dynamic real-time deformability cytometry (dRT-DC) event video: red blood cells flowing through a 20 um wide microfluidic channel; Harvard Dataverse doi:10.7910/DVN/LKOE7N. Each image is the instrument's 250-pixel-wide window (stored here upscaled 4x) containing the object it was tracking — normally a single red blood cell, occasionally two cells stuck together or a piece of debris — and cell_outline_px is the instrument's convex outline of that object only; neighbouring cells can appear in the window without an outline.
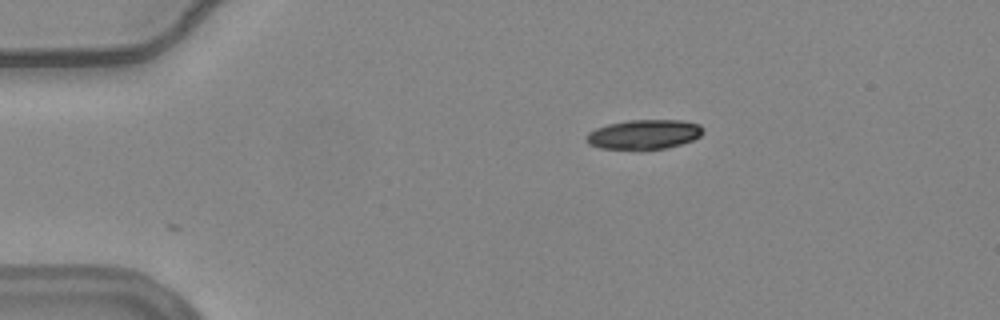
{"species": "common noctule bat (a hibernating species)", "species_latin": "Nyctalus noctula", "temperature_condition": "warm", "stored_images_in_passage": 46, "camera_frame_rate_fps": 3000, "um_per_image_px": 0.085, "animal": {"sex": "female", "body_mass_g": 24.6, "forearm_length_mm": 56.2}, "frame": {"image": 1, "passage_image": 1, "time_ms": 0.0, "image_size_px": [1000, 320], "cell_outline_px": [[704, 132], [700, 136], [692, 140], [680, 144], [664, 148], [644, 152], [640, 152], [600, 148], [588, 144], [584, 140], [584, 136], [588, 132], [596, 128], [608, 124], [628, 120], [684, 120], [700, 124], [704, 128]], "centroid_in_image_um": [54.7, 11.46], "position_along_channel_um": 30.3, "area_um2": 20.98}}
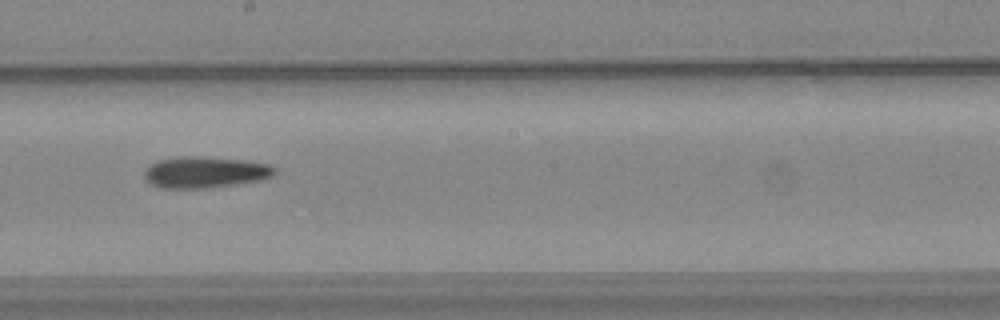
{"frame": {"image": 2, "passage_image": 22, "time_ms": 7.0, "image_size_px": [1000, 320], "cell_outline_px": [[276, 172], [272, 176], [264, 180], [208, 188], [160, 188], [152, 184], [144, 176], [144, 168], [148, 164], [156, 160], [180, 156], [192, 156], [244, 160], [268, 164], [276, 168]], "centroid_in_image_um": [17.41, 14.64], "position_along_channel_um": 230.8, "area_um2": 23.99}}
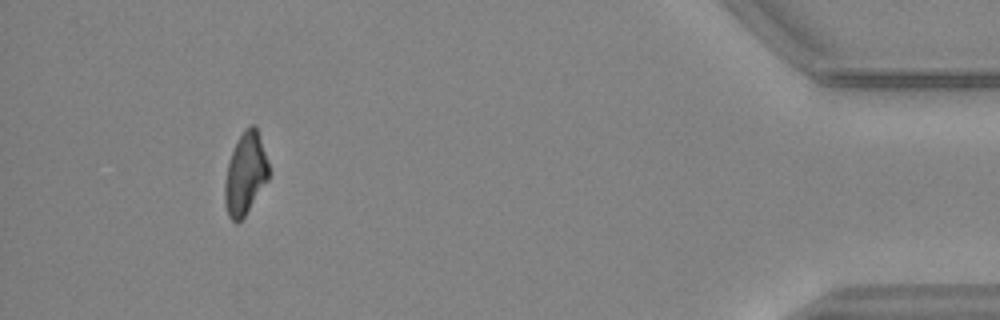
{"frame": {"image": 3, "passage_image": 42, "time_ms": 13.667, "image_size_px": [1000, 320], "cell_outline_px": [[268, 180], [244, 216], [236, 224], [228, 216], [224, 204], [224, 184], [228, 164], [232, 152], [244, 128], [248, 124], [256, 124], [268, 164]], "centroid_in_image_um": [20.84, 14.77], "position_along_channel_um": 414.4, "area_um2": 20.81}}